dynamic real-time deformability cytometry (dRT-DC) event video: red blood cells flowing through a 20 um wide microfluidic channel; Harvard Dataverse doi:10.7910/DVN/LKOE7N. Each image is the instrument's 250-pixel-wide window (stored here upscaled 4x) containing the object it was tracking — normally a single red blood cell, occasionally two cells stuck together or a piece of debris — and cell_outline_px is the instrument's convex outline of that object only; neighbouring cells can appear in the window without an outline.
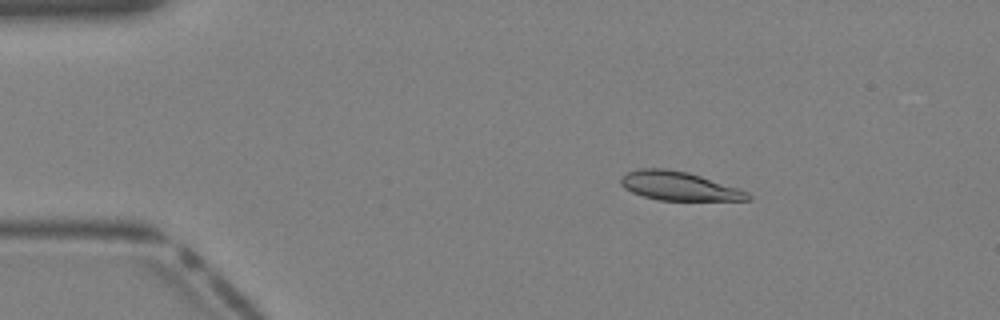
{"species": "Egyptian fruit bat (a non-hibernating species)", "species_latin": "Rousettus aegyptiacus", "temperature_condition": "warm", "stored_images_in_passage": 36, "camera_frame_rate_fps": 3000, "um_per_image_px": 0.085, "animal": {"sex": "female"}, "frame": {"image": 1, "passage_image": 3, "time_ms": 0.667, "image_size_px": [1000, 320], "cell_outline_px": [[752, 200], [656, 200], [632, 192], [624, 188], [620, 184], [620, 176], [628, 172], [640, 168], [664, 168], [688, 172], [748, 192], [752, 196]], "centroid_in_image_um": [57.66, 15.81], "position_along_channel_um": 27.3, "area_um2": 21.15}}
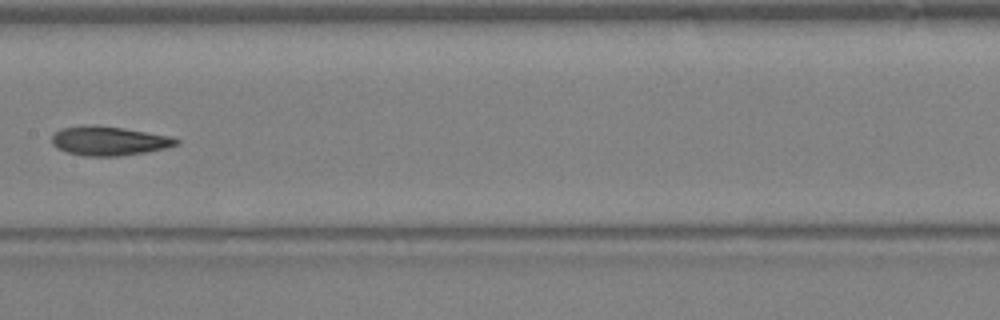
{"frame": {"image": 2, "passage_image": 17, "time_ms": 5.333, "image_size_px": [1000, 320], "cell_outline_px": [[180, 144], [164, 148], [144, 152], [120, 156], [84, 156], [68, 152], [56, 148], [52, 144], [52, 136], [60, 128], [124, 128], [172, 136], [180, 140]], "centroid_in_image_um": [9.33, 12.02], "position_along_channel_um": 198.1, "area_um2": 20.29}}
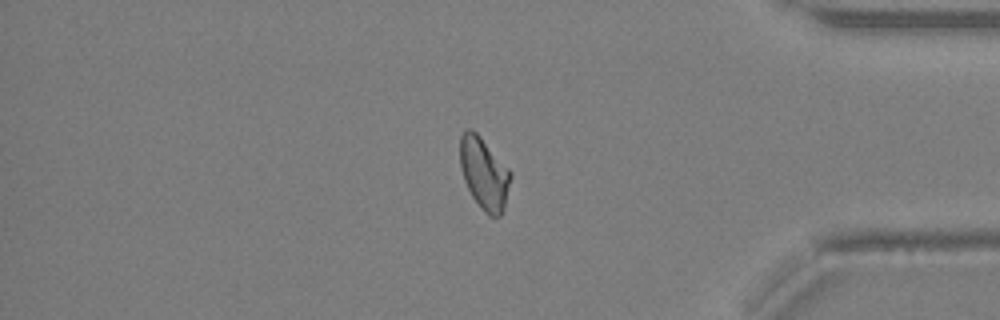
{"frame": {"image": 3, "passage_image": 30, "time_ms": 9.667, "image_size_px": [1000, 320], "cell_outline_px": [[512, 176], [504, 208], [500, 216], [488, 216], [480, 208], [472, 196], [464, 180], [460, 168], [460, 136], [468, 128], [472, 128], [480, 136], [512, 172]], "centroid_in_image_um": [41.15, 14.75], "position_along_channel_um": 394.1, "area_um2": 21.21}}